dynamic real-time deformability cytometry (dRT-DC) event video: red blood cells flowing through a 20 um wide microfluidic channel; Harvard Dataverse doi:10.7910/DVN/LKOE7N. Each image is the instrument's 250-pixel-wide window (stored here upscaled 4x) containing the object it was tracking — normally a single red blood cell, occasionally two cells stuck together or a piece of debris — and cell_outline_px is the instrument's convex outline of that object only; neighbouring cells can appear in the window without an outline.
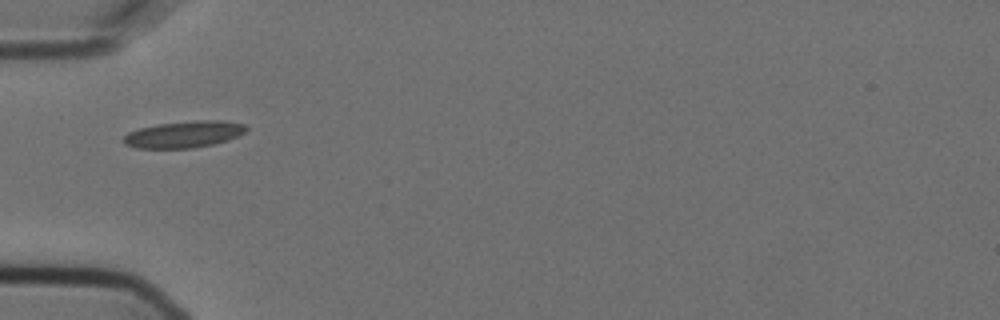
{"species": "Egyptian fruit bat (a non-hibernating species)", "species_latin": "Rousettus aegyptiacus", "temperature_condition": "cold", "stored_images_in_passage": 4, "camera_frame_rate_fps": 3000, "um_per_image_px": 0.085, "animal": {"sex": "female"}, "frame": {"image": 1, "passage_image": 1, "time_ms": 0.0, "image_size_px": [1000, 320], "cell_outline_px": [[248, 128], [244, 132], [228, 140], [212, 144], [192, 148], [136, 148], [124, 144], [124, 136], [128, 132], [140, 128], [160, 124], [196, 120], [224, 120], [244, 124]], "centroid_in_image_um": [15.64, 11.41], "position_along_channel_um": 69.4, "area_um2": 18.9}}
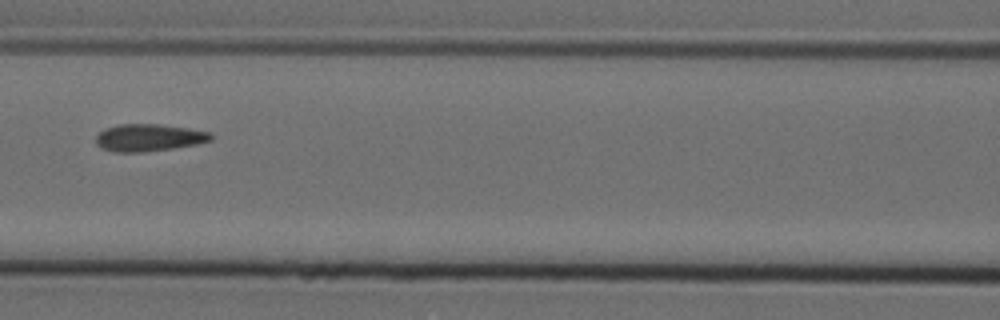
{"frame": {"image": 2, "passage_image": 3, "time_ms": 0.667, "image_size_px": [1000, 320], "cell_outline_px": [[212, 140], [196, 144], [172, 148], [144, 152], [112, 152], [100, 148], [96, 144], [96, 136], [104, 128], [116, 124], [160, 124], [188, 128], [208, 132], [212, 136]], "centroid_in_image_um": [12.59, 11.7], "position_along_channel_um": 154.0, "area_um2": 18.32}}
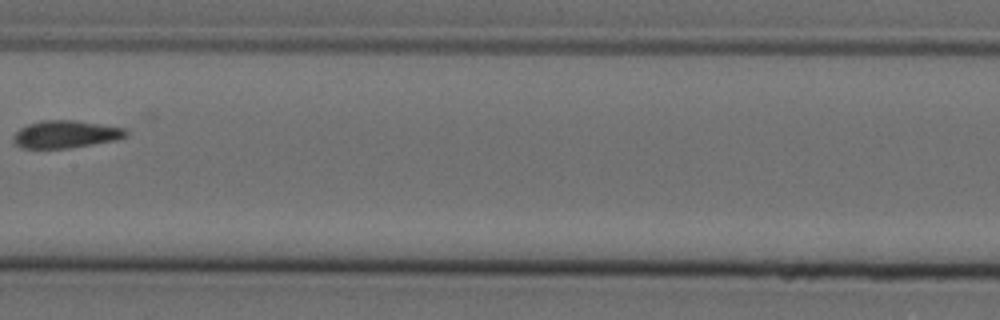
{"frame": {"image": 3, "passage_image": 4, "time_ms": 1.0, "image_size_px": [1000, 320], "cell_outline_px": [[128, 136], [116, 140], [68, 148], [20, 148], [12, 140], [12, 136], [20, 128], [28, 124], [40, 120], [72, 120], [128, 128]], "centroid_in_image_um": [5.59, 11.41], "position_along_channel_um": 201.8, "area_um2": 18.15}}